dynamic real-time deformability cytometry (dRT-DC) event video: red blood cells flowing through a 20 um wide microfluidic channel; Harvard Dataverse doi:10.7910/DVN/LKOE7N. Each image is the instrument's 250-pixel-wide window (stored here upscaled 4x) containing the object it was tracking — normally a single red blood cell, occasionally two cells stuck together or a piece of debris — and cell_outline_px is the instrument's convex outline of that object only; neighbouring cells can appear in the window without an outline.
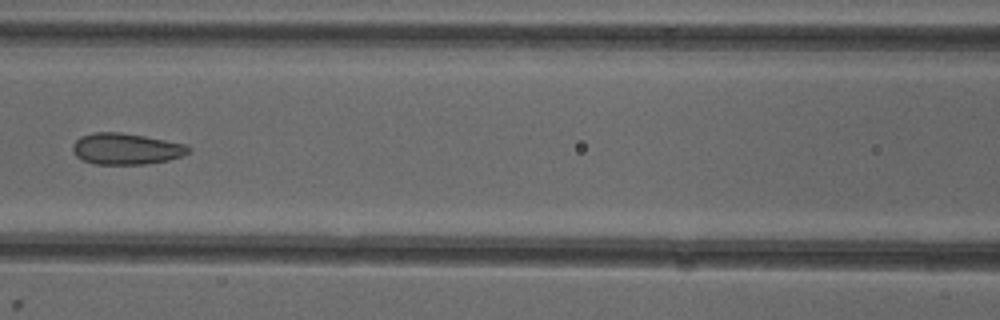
{"species": "common noctule bat (a hibernating species)", "species_latin": "Nyctalus noctula", "temperature_condition": "cold", "stored_images_in_passage": 6, "camera_frame_rate_fps": 3000, "um_per_image_px": 0.085, "animal": {"sex": "female"}, "frame": {"image": 1, "passage_image": 6, "time_ms": 7.333, "image_size_px": [1000, 320], "cell_outline_px": [[192, 148], [188, 152], [180, 156], [168, 160], [144, 164], [96, 164], [84, 160], [76, 156], [72, 148], [72, 144], [80, 136], [92, 132], [120, 132], [144, 136], [184, 144]], "centroid_in_image_um": [10.68, 12.64], "position_along_channel_um": 155.9, "area_um2": 20.92}}